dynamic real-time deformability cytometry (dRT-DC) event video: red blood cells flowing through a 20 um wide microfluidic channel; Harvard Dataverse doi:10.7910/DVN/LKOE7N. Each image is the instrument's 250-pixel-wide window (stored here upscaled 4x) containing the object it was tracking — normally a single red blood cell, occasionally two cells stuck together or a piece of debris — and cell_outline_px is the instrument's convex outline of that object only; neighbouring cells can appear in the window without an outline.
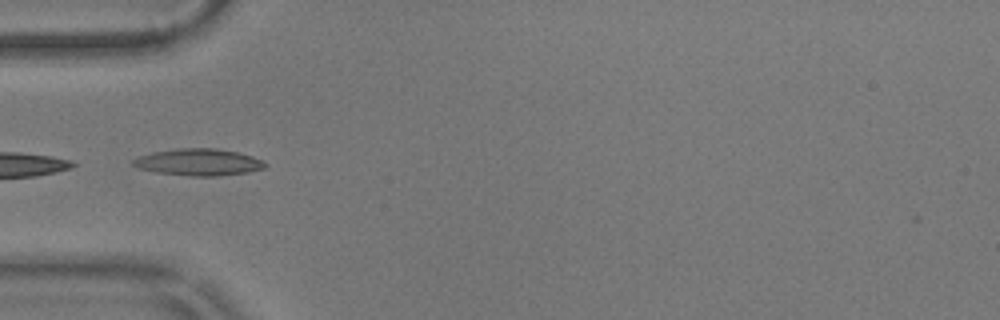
{"species": "common noctule bat (a hibernating species)", "species_latin": "Nyctalus noctula", "temperature_condition": "warm", "stored_images_in_passage": 39, "camera_frame_rate_fps": 3000, "um_per_image_px": 0.085, "animal": {"sex": "male", "body_mass_g": 17.9}, "frame": {"image": 1, "passage_image": 1, "time_ms": 0.0, "image_size_px": [1000, 320], "cell_outline_px": [[268, 164], [264, 168], [244, 172], [216, 176], [188, 176], [156, 172], [140, 168], [132, 164], [132, 160], [140, 156], [152, 152], [180, 148], [216, 148], [236, 152], [252, 156]], "centroid_in_image_um": [16.86, 13.78], "position_along_channel_um": 68.1, "area_um2": 20.35}, "authors_computed_cell_mechanics": {"area_um2": 18.0336, "velocity_mm_per_s": 3.5791, "shape_relaxation_time_tau1_ms": null, "shape_relaxation_time_tau2_ms": 3.7686, "deformation_change_tau1": null, "deformation_change_tau2": 0.1209}}